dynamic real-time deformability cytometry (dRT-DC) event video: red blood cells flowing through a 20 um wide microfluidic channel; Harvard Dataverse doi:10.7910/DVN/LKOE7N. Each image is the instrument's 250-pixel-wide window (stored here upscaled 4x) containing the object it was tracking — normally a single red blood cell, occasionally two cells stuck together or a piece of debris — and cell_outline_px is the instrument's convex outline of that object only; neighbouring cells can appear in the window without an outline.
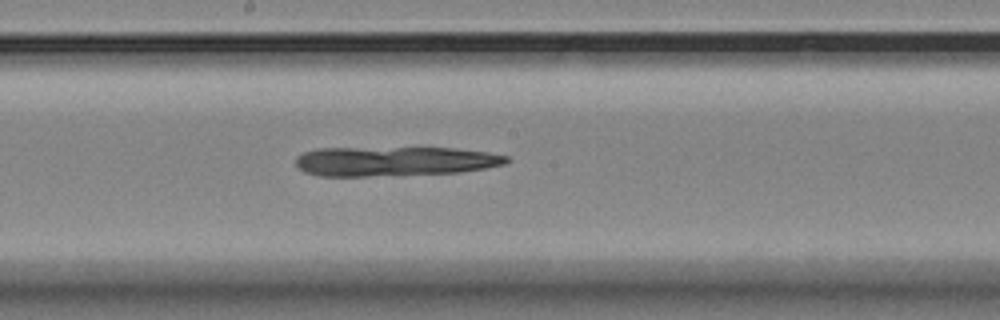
{"species": "Egyptian fruit bat (a non-hibernating species)", "species_latin": "Rousettus aegyptiacus", "temperature_condition": "room temperature", "stored_images_in_passage": 33, "camera_frame_rate_fps": 3000, "um_per_image_px": 0.085, "animal": {"sex": "female"}, "frame": {"image": 1, "passage_image": 18, "time_ms": 5.667, "image_size_px": [1000, 320], "cell_outline_px": [[512, 160], [504, 164], [484, 168], [460, 172], [364, 176], [320, 176], [304, 172], [296, 168], [296, 156], [304, 152], [316, 148], [452, 148], [488, 152], [508, 156]], "centroid_in_image_um": [33.49, 13.7], "position_along_channel_um": 214.7, "area_um2": 36.24}}